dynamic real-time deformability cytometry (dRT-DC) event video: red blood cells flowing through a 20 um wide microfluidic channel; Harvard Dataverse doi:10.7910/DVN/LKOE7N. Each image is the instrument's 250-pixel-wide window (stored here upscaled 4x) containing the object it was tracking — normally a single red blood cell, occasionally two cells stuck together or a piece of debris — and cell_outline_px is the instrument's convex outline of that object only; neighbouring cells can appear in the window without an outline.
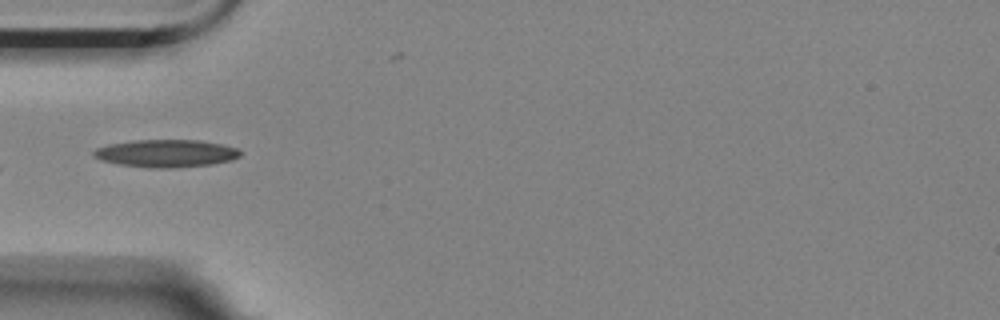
{"species": "Egyptian fruit bat (a non-hibernating species)", "species_latin": "Rousettus aegyptiacus", "temperature_condition": "room temperature", "stored_images_in_passage": 23, "camera_frame_rate_fps": 3000, "um_per_image_px": 0.085, "animal": {"sex": "female"}, "frame": {"image": 1, "passage_image": 1, "time_ms": 0.0, "image_size_px": [1000, 320], "cell_outline_px": [[240, 156], [232, 160], [212, 164], [168, 168], [148, 168], [120, 164], [104, 160], [92, 156], [92, 152], [96, 148], [108, 144], [136, 140], [200, 140], [224, 144], [236, 148], [240, 152]], "centroid_in_image_um": [14.13, 13.03], "position_along_channel_um": 70.9, "area_um2": 23.52}}